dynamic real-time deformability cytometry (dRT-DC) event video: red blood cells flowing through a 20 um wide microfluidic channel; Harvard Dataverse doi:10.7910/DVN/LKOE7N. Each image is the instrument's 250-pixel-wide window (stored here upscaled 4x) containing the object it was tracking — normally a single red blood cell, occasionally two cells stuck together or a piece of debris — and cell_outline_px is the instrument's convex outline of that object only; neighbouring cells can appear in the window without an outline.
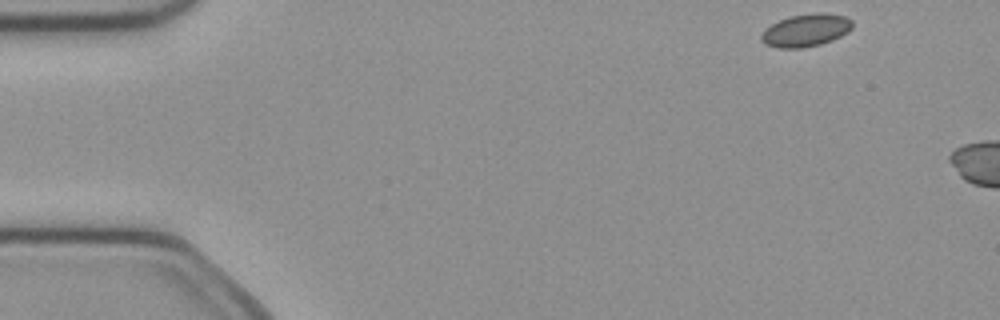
{"species": "common noctule bat (a hibernating species)", "species_latin": "Nyctalus noctula", "temperature_condition": "cold", "stored_images_in_passage": 5, "camera_frame_rate_fps": 3000, "um_per_image_px": 0.085, "animal": {"sex": "female", "body_mass_g": 21.9}, "frame": {"image": 1, "passage_image": 1, "time_ms": 0.0, "image_size_px": [1000, 320], "cell_outline_px": [[852, 28], [848, 32], [832, 40], [820, 44], [804, 48], [776, 48], [764, 44], [760, 40], [760, 36], [772, 24], [788, 16], [816, 12], [820, 12], [844, 16], [852, 20]], "centroid_in_image_um": [68.5, 2.58], "position_along_channel_um": 16.5, "area_um2": 17.34}}